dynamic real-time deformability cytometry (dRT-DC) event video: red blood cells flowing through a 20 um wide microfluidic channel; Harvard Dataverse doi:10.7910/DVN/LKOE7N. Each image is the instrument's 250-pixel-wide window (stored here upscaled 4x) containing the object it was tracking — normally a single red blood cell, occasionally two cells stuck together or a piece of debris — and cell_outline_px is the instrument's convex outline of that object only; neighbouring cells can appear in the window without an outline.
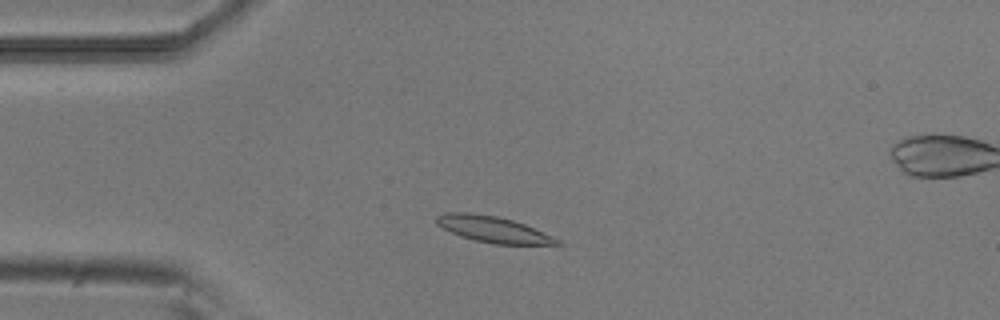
{"species": "common noctule bat (a hibernating species)", "species_latin": "Nyctalus noctula", "temperature_condition": "room temperature", "stored_images_in_passage": 49, "segment_of_instrument_passage": [1, 2], "camera_frame_rate_fps": 3000, "um_per_image_px": 0.085, "animal": {"sex": "male", "body_mass_g": 20.5, "forearm_length_mm": 52.5}, "frame": {"image": 1, "passage_image": 8, "time_ms": 2.333, "image_size_px": [1000, 320], "cell_outline_px": [[564, 244], [492, 244], [460, 236], [436, 224], [436, 216], [444, 212], [468, 212], [496, 216], [512, 220], [524, 224], [552, 236], [560, 240]], "centroid_in_image_um": [41.88, 19.49], "position_along_channel_um": 43.1, "area_um2": 18.15}}
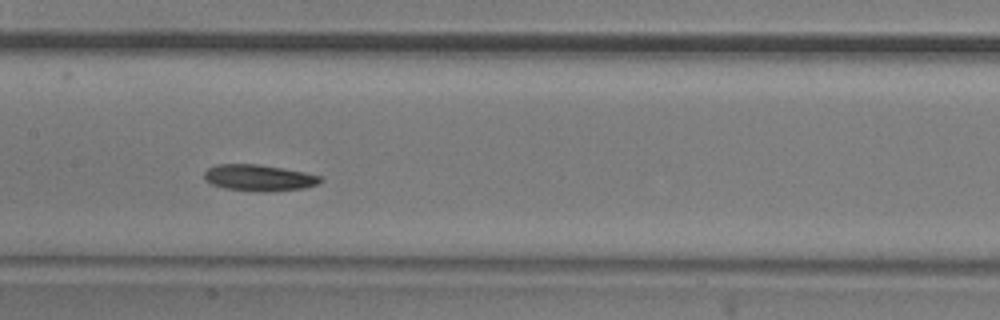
{"frame": {"image": 2, "passage_image": 21, "time_ms": 6.667, "image_size_px": [1000, 320], "cell_outline_px": [[324, 180], [320, 184], [304, 188], [264, 192], [224, 188], [212, 184], [204, 180], [204, 172], [208, 168], [216, 164], [256, 164], [304, 172], [324, 176]], "centroid_in_image_um": [22.04, 15.11], "position_along_channel_um": 185.4, "area_um2": 17.92}}
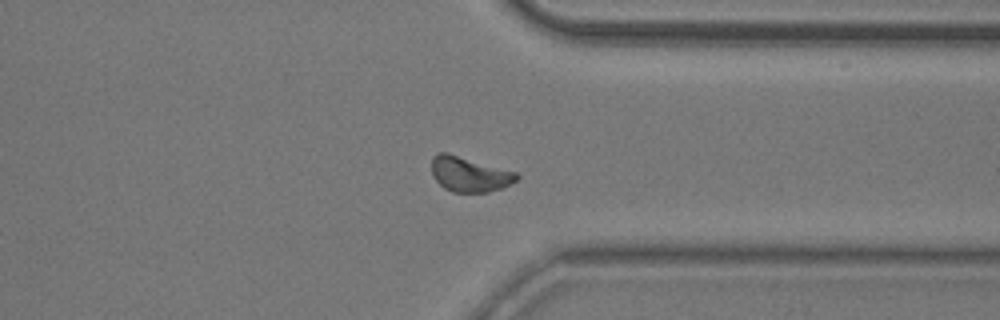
{"frame": {"image": 3, "passage_image": 36, "time_ms": 11.667, "image_size_px": [1000, 320], "cell_outline_px": [[520, 176], [516, 180], [500, 188], [488, 192], [452, 192], [444, 188], [432, 176], [432, 156], [436, 152], [448, 152], [516, 172]], "centroid_in_image_um": [39.86, 14.79], "position_along_channel_um": 371.5, "area_um2": 17.34}}